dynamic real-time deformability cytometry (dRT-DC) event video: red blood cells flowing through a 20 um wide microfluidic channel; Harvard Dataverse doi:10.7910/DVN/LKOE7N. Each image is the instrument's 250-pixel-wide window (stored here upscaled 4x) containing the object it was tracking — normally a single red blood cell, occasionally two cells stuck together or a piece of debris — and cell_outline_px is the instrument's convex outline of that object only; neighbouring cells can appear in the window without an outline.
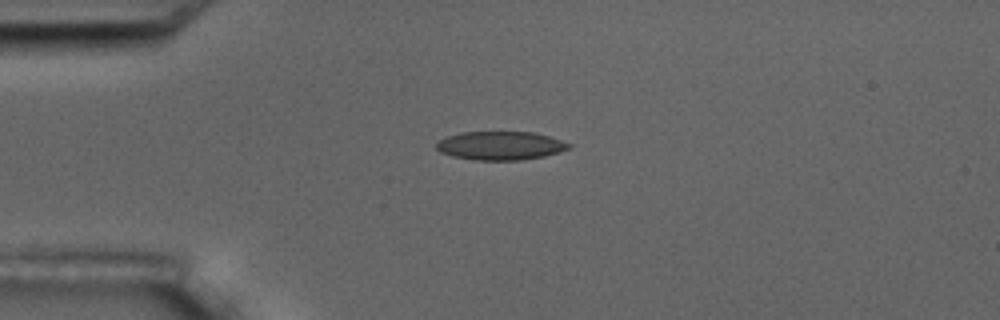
{"species": "common noctule bat (a hibernating species)", "species_latin": "Nyctalus noctula", "temperature_condition": "room temperature", "stored_images_in_passage": 11, "camera_frame_rate_fps": 3000, "um_per_image_px": 0.085, "animal": {"sex": "male", "body_mass_g": 17.5, "forearm_length_mm": 52.3}, "frame": {"image": 1, "passage_image": 1, "time_ms": 0.0, "image_size_px": [1000, 320], "cell_outline_px": [[572, 144], [568, 148], [560, 152], [544, 156], [520, 160], [472, 160], [452, 156], [440, 152], [436, 148], [436, 144], [440, 140], [448, 136], [460, 132], [532, 132], [548, 136]], "centroid_in_image_um": [42.51, 12.38], "position_along_channel_um": 42.5, "area_um2": 21.96}}
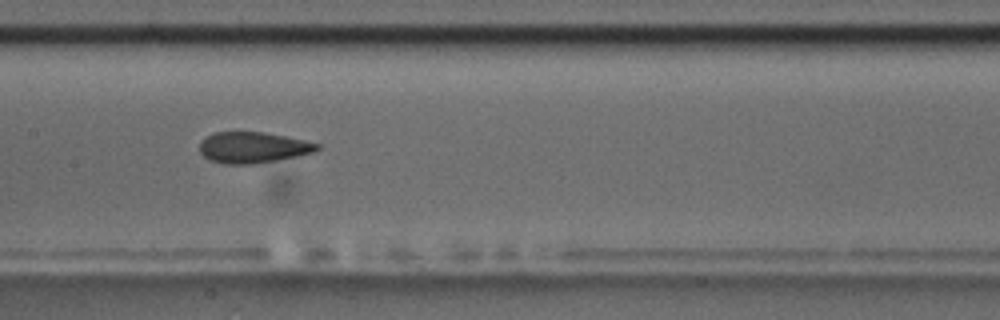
{"frame": {"image": 2, "passage_image": 5, "time_ms": 4.667, "image_size_px": [1000, 320], "cell_outline_px": [[320, 148], [312, 152], [300, 156], [252, 164], [224, 164], [208, 160], [200, 152], [200, 140], [204, 136], [216, 132], [264, 132], [304, 140], [320, 144]], "centroid_in_image_um": [21.47, 12.54], "position_along_channel_um": 185.9, "area_um2": 21.33}}
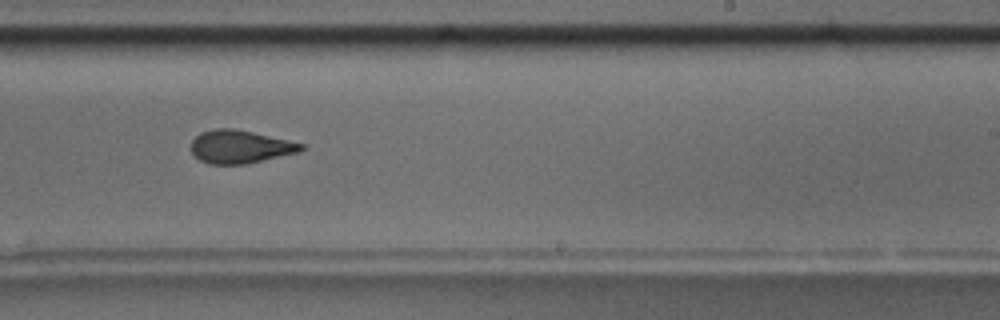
{"frame": {"image": 3, "passage_image": 7, "time_ms": 7.0, "image_size_px": [1000, 320], "cell_outline_px": [[304, 148], [300, 152], [244, 164], [208, 164], [200, 160], [192, 152], [192, 140], [200, 132], [212, 128], [236, 128], [304, 144]], "centroid_in_image_um": [20.39, 12.46], "position_along_channel_um": 268.6, "area_um2": 21.15}, "authors_computed_cell_mechanics": {"area_um2": 21.7328, "velocity_mm_per_s": 3.5581, "shape_relaxation_time_tau1_ms": 4.3915, "shape_relaxation_time_tau2_ms": 1.6049, "deformation_change_tau1": 0.1375, "deformation_change_tau2": 0.0668}}